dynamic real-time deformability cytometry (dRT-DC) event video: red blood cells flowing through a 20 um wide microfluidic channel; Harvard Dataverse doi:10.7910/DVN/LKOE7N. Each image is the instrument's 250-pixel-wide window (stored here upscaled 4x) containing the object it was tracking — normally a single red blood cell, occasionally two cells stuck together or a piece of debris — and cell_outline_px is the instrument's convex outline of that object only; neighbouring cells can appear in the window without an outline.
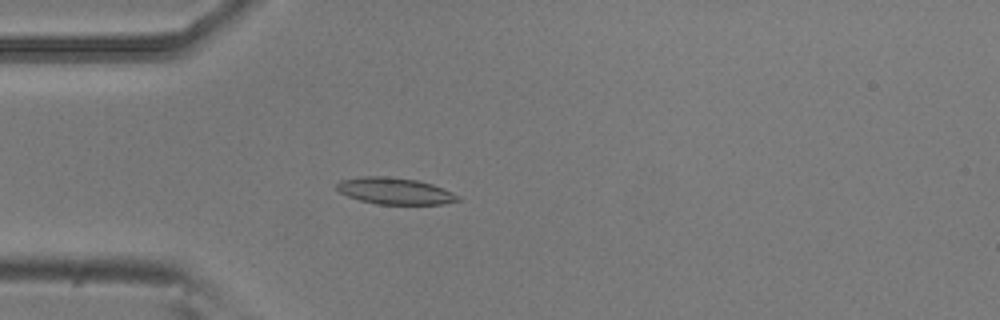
{"species": "common noctule bat (a hibernating species)", "species_latin": "Nyctalus noctula", "temperature_condition": "room temperature", "stored_images_in_passage": 5, "camera_frame_rate_fps": 3000, "um_per_image_px": 0.085, "animal": {"sex": "male", "body_mass_g": 20.5, "forearm_length_mm": 52.5}, "frame": {"image": 1, "passage_image": 5, "time_ms": 1.333, "image_size_px": [1000, 320], "cell_outline_px": [[460, 200], [444, 204], [376, 204], [360, 200], [348, 196], [340, 192], [336, 188], [336, 184], [340, 180], [364, 176], [384, 176], [416, 180], [432, 184], [452, 192], [460, 196]], "centroid_in_image_um": [33.56, 16.24], "position_along_channel_um": 51.4, "area_um2": 18.67}}